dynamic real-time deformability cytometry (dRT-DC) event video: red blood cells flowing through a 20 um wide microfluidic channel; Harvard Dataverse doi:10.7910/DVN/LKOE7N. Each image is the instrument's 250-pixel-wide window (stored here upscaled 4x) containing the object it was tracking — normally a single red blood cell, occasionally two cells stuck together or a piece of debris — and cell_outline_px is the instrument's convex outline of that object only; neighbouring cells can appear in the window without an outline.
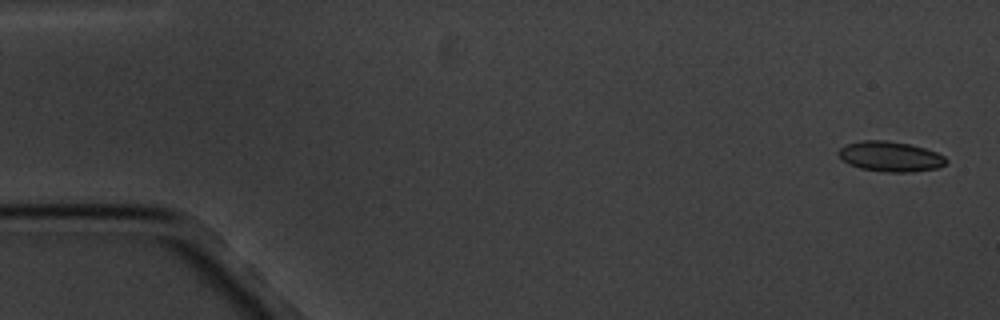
{"species": "common noctule bat (a hibernating species)", "species_latin": "Nyctalus noctula", "temperature_condition": "cold", "stored_images_in_passage": 10, "camera_frame_rate_fps": 3000, "um_per_image_px": 0.085, "animal": {"sex": "male", "body_mass_g": 20.1, "forearm_length_mm": 53.5}, "frame": {"image": 1, "passage_image": 1, "time_ms": 0.0, "image_size_px": [1000, 320], "cell_outline_px": [[948, 160], [944, 164], [936, 168], [912, 172], [884, 172], [860, 168], [848, 164], [836, 152], [844, 144], [864, 140], [888, 140], [912, 144], [936, 152], [944, 156]], "centroid_in_image_um": [75.65, 13.29], "position_along_channel_um": 9.3, "area_um2": 19.02}}
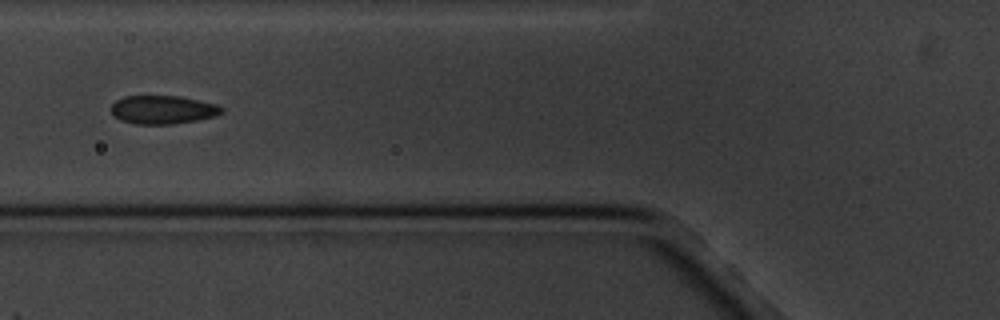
{"frame": {"image": 2, "passage_image": 6, "time_ms": 6.667, "image_size_px": [1000, 320], "cell_outline_px": [[224, 112], [216, 116], [196, 120], [172, 124], [136, 124], [120, 120], [112, 112], [112, 104], [116, 100], [124, 96], [180, 96], [216, 104], [224, 108]], "centroid_in_image_um": [13.86, 9.32], "position_along_channel_um": 111.9, "area_um2": 18.26}}
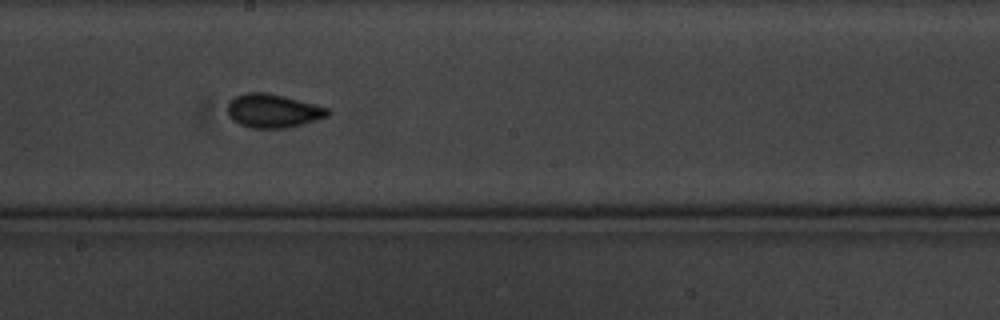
{"frame": {"image": 3, "passage_image": 9, "time_ms": 10.0, "image_size_px": [1000, 320], "cell_outline_px": [[332, 112], [328, 116], [304, 124], [288, 128], [252, 128], [240, 124], [232, 120], [228, 116], [228, 104], [236, 96], [248, 92], [264, 92], [284, 96], [316, 104], [328, 108]], "centroid_in_image_um": [23.24, 9.43], "position_along_channel_um": 225.0, "area_um2": 19.71}}